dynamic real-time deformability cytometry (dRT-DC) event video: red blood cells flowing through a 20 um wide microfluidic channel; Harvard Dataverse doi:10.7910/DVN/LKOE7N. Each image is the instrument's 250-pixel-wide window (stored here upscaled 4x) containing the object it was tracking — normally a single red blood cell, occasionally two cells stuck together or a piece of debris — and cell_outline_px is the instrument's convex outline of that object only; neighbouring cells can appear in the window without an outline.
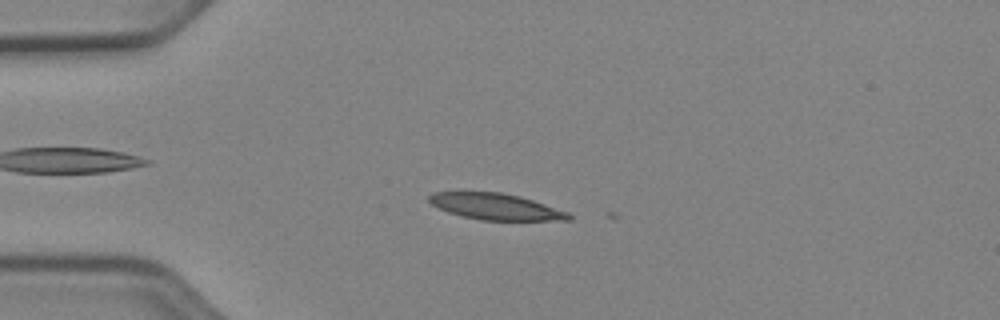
{"species": "Egyptian fruit bat (a non-hibernating species)", "species_latin": "Rousettus aegyptiacus", "temperature_condition": "cold", "stored_images_in_passage": 4, "camera_frame_rate_fps": 3000, "um_per_image_px": 0.085, "animal": {"sex": "female"}, "frame": {"image": 1, "passage_image": 2, "time_ms": 0.333, "image_size_px": [1000, 320], "cell_outline_px": [[572, 220], [480, 220], [448, 212], [432, 204], [428, 200], [428, 196], [432, 192], [460, 188], [504, 192], [520, 196], [568, 212], [572, 216]], "centroid_in_image_um": [42.02, 17.49], "position_along_channel_um": 43.0, "area_um2": 22.25}}